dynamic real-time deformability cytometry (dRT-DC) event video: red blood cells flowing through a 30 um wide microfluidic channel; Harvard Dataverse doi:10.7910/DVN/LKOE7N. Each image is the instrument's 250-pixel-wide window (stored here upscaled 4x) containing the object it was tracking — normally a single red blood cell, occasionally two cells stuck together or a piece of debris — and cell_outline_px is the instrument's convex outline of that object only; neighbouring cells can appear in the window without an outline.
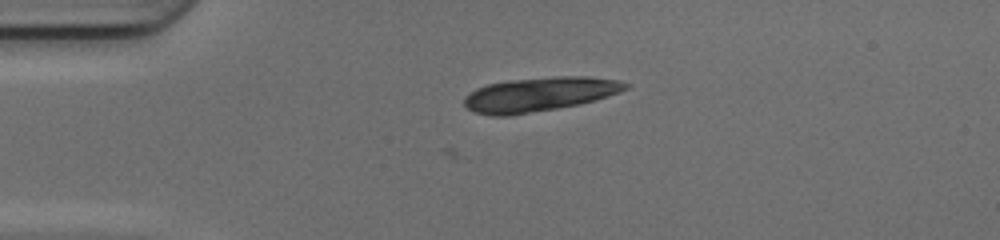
{"species": "common noctule bat (a hibernating species)", "species_latin": "Nyctalus noctula", "temperature_condition": "cold", "stored_images_in_passage": 3, "camera_frame_rate_fps": 3000, "um_per_image_px": 0.085, "animal": {"sex": "female", "body_mass_g": 17.0, "forearm_length_mm": 48.0}, "frame": {"image": 1, "passage_image": 3, "time_ms": 0.667, "image_size_px": [1000, 240], "cell_outline_px": [[632, 84], [628, 88], [620, 92], [596, 100], [580, 104], [508, 116], [492, 116], [472, 112], [464, 104], [464, 96], [476, 88], [488, 84], [508, 80], [556, 76], [588, 76], [620, 80]], "centroid_in_image_um": [45.87, 8.01], "position_along_channel_um": 39.1, "area_um2": 32.43}}